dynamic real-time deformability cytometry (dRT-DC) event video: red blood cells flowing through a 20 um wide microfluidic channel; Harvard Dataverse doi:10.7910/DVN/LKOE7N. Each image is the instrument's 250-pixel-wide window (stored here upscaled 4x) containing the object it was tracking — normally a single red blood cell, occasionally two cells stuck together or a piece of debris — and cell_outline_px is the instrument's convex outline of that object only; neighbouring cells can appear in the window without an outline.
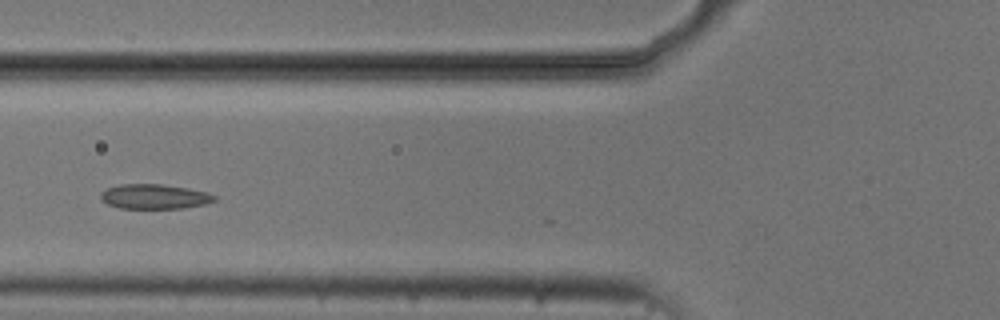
{"species": "common noctule bat (a hibernating species)", "species_latin": "Nyctalus noctula", "temperature_condition": "cold", "stored_images_in_passage": 7, "camera_frame_rate_fps": 3000, "um_per_image_px": 0.085, "animal": {"sex": "male", "body_mass_g": 20.5, "forearm_length_mm": 52.5}, "frame": {"image": 1, "passage_image": 4, "time_ms": 3.667, "image_size_px": [1000, 320], "cell_outline_px": [[216, 200], [204, 204], [184, 208], [120, 208], [108, 204], [100, 200], [100, 192], [108, 188], [120, 184], [160, 184], [188, 188], [208, 192], [216, 196]], "centroid_in_image_um": [13.12, 16.7], "position_along_channel_um": 112.7, "area_um2": 16.42}}
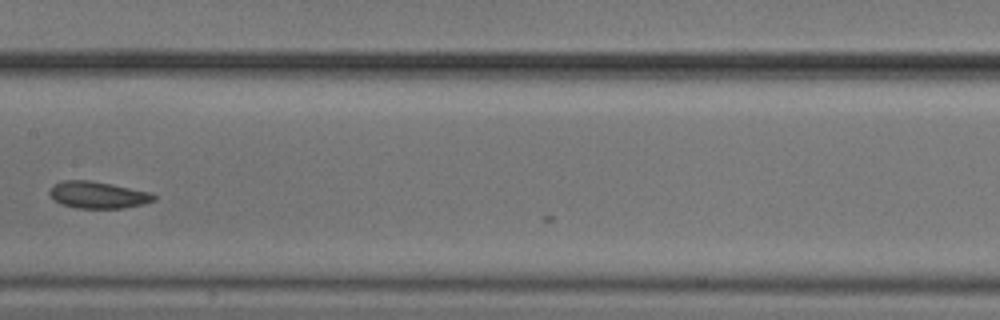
{"frame": {"image": 2, "passage_image": 6, "time_ms": 6.0, "image_size_px": [1000, 320], "cell_outline_px": [[156, 200], [144, 204], [124, 208], [76, 208], [60, 204], [48, 192], [52, 184], [64, 180], [88, 180], [152, 192], [156, 196]], "centroid_in_image_um": [8.33, 16.57], "position_along_channel_um": 199.1, "area_um2": 16.36}}
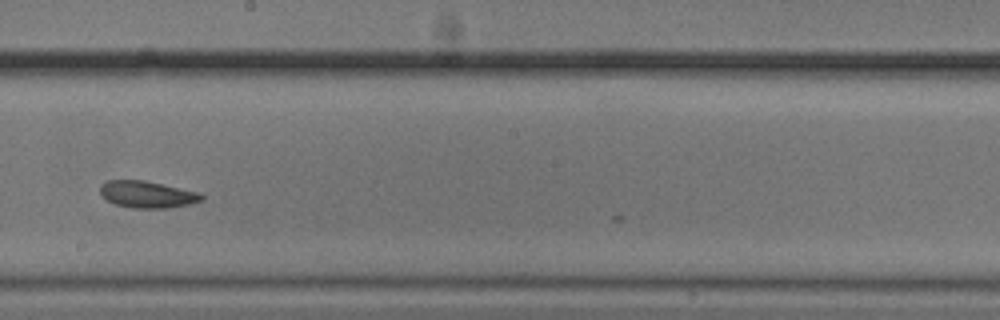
{"frame": {"image": 3, "passage_image": 7, "time_ms": 7.0, "image_size_px": [1000, 320], "cell_outline_px": [[204, 200], [188, 204], [168, 208], [132, 208], [116, 204], [100, 196], [100, 184], [108, 180], [144, 180], [200, 192], [204, 196]], "centroid_in_image_um": [12.51, 16.52], "position_along_channel_um": 235.7, "area_um2": 15.95}}